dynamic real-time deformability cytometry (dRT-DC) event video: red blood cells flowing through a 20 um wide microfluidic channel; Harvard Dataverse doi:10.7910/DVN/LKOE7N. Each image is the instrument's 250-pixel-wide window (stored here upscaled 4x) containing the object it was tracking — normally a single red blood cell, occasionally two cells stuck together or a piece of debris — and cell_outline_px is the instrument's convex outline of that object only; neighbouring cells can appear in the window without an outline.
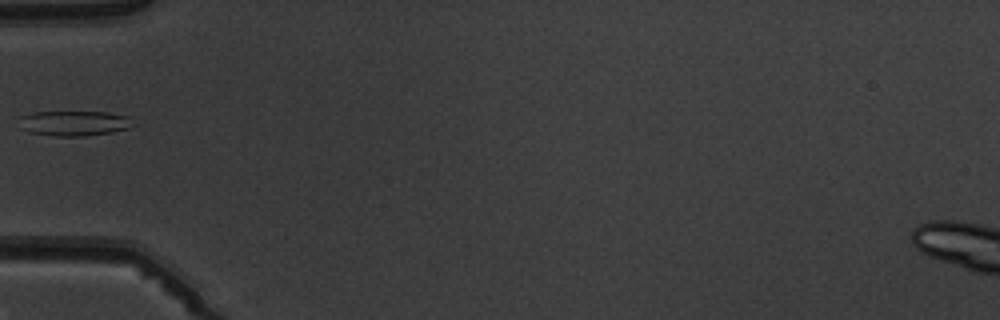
{"species": "common noctule bat (a hibernating species)", "species_latin": "Nyctalus noctula", "temperature_condition": "warm", "stored_images_in_passage": 4, "camera_frame_rate_fps": 3000, "um_per_image_px": 0.085, "animal": {"sex": "male", "body_mass_g": 19.5, "forearm_length_mm": 54.6}, "frame": {"image": 1, "passage_image": 4, "time_ms": 3.667, "image_size_px": [1000, 320], "cell_outline_px": [[128, 128], [112, 132], [84, 136], [52, 136], [28, 132], [20, 128], [20, 116], [32, 112], [104, 112], [128, 116]], "centroid_in_image_um": [6.18, 10.48], "position_along_channel_um": 78.8, "area_um2": 16.42}}